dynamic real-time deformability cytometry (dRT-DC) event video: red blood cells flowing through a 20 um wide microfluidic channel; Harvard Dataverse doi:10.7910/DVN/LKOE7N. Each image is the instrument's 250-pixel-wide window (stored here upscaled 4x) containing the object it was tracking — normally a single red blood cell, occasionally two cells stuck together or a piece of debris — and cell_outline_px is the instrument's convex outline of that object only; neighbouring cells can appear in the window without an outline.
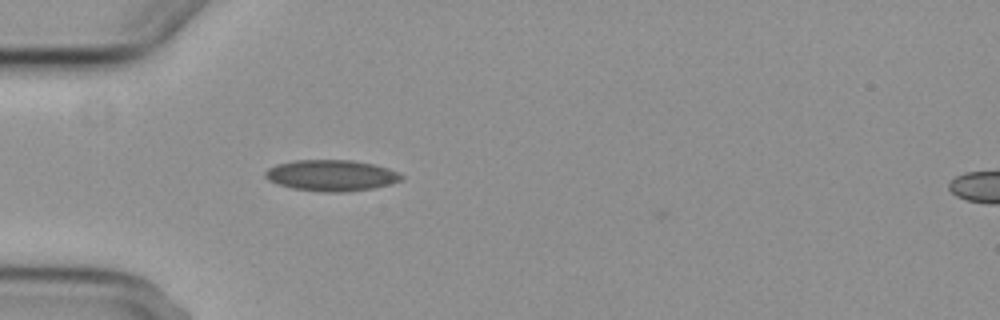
{"species": "common noctule bat (a hibernating species)", "species_latin": "Nyctalus noctula", "temperature_condition": "cold", "stored_images_in_passage": 4, "segment_of_instrument_passage": [1, 2], "camera_frame_rate_fps": 3000, "um_per_image_px": 0.085, "animal": {"sex": "female", "body_mass_g": 29.2, "forearm_length_mm": 56.3}, "frame": {"image": 1, "passage_image": 3, "time_ms": 3.667, "image_size_px": [1000, 320], "cell_outline_px": [[404, 180], [372, 188], [344, 192], [320, 192], [292, 188], [276, 184], [268, 180], [264, 176], [264, 172], [268, 168], [276, 164], [292, 160], [352, 160], [372, 164], [388, 168], [400, 172], [404, 176]], "centroid_in_image_um": [28.14, 14.91], "position_along_channel_um": 56.9, "area_um2": 24.91}}